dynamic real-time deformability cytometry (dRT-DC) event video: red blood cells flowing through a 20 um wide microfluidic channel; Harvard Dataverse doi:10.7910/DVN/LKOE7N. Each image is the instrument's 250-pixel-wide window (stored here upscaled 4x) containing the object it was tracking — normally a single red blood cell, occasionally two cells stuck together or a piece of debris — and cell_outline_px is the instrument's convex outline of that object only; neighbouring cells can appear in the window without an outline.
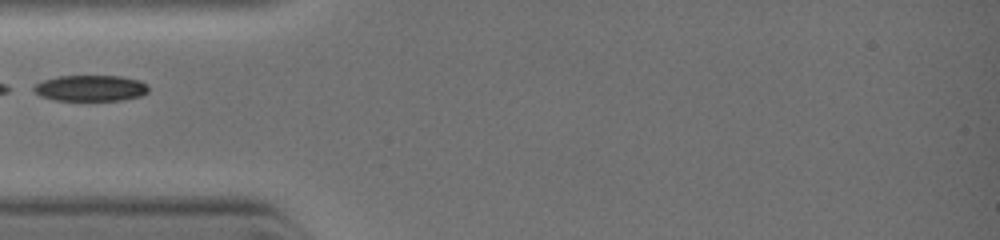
{"species": "common noctule bat (a hibernating species)", "species_latin": "Nyctalus noctula", "temperature_condition": "warm", "stored_images_in_passage": 7, "camera_frame_rate_fps": 3000, "um_per_image_px": 0.085, "animal": {"sex": "female", "body_mass_g": 19.0, "forearm_length_mm": 51.5}, "frame": {"image": 1, "passage_image": 1, "time_ms": 0.0, "image_size_px": [1000, 240], "cell_outline_px": [[148, 92], [140, 96], [124, 100], [56, 100], [40, 96], [32, 88], [36, 84], [44, 80], [60, 76], [120, 76], [140, 80], [148, 84]], "centroid_in_image_um": [7.74, 7.49], "position_along_channel_um": 77.3, "area_um2": 17.34}}